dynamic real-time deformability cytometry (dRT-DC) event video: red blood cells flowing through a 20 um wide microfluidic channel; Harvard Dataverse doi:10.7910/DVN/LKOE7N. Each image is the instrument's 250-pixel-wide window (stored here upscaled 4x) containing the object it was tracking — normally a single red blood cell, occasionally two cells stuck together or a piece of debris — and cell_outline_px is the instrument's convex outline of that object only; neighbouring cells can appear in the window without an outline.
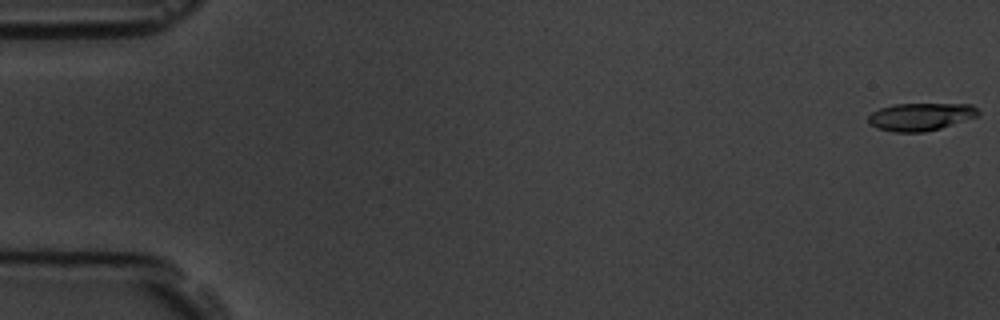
{"species": "common noctule bat (a hibernating species)", "species_latin": "Nyctalus noctula", "temperature_condition": "room temperature", "stored_images_in_passage": 58, "camera_frame_rate_fps": 3000, "um_per_image_px": 0.085, "animal": {"sex": "male", "body_mass_g": 19.5, "forearm_length_mm": 54.6}, "frame": {"image": 1, "passage_image": 1, "time_ms": 0.0, "image_size_px": [1000, 320], "cell_outline_px": [[980, 116], [940, 128], [924, 132], [892, 132], [876, 128], [868, 124], [868, 116], [872, 112], [880, 108], [896, 104], [972, 104], [980, 112]], "centroid_in_image_um": [78.25, 9.93], "position_along_channel_um": 6.8, "area_um2": 17.86}}
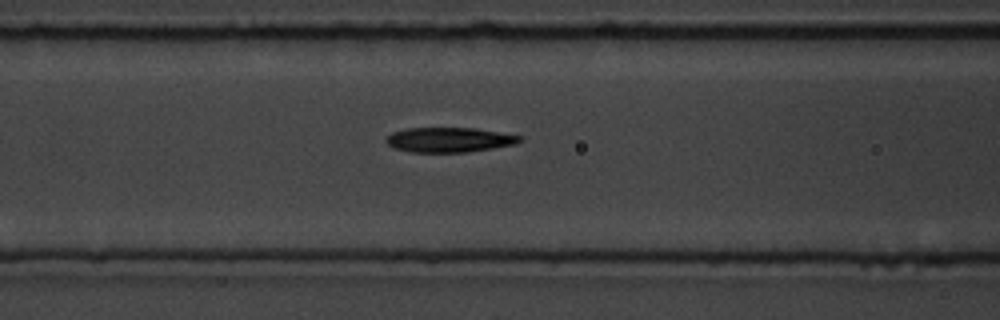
{"frame": {"image": 2, "passage_image": 24, "time_ms": 7.667, "image_size_px": [1000, 320], "cell_outline_px": [[524, 140], [516, 144], [492, 148], [464, 152], [412, 152], [392, 148], [384, 140], [392, 132], [408, 128], [476, 128], [524, 136]], "centroid_in_image_um": [38.21, 11.88], "position_along_channel_um": 128.4, "area_um2": 19.42}}
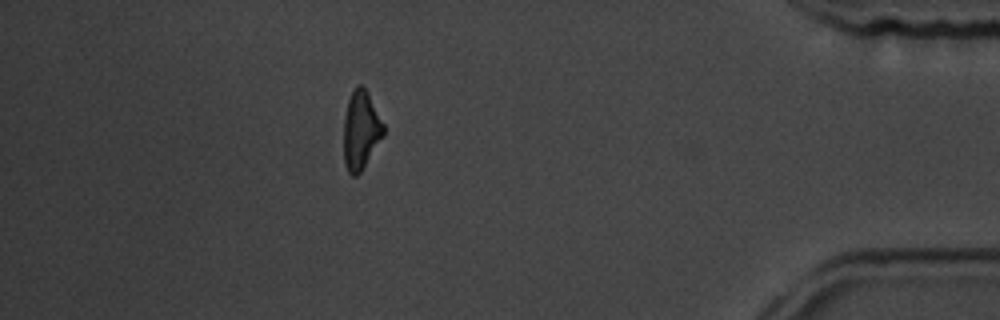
{"frame": {"image": 3, "passage_image": 51, "time_ms": 16.667, "image_size_px": [1000, 320], "cell_outline_px": [[384, 136], [360, 172], [356, 176], [352, 176], [348, 172], [344, 164], [344, 116], [348, 100], [356, 84], [360, 84], [368, 92], [384, 124]], "centroid_in_image_um": [30.67, 11.06], "position_along_channel_um": 404.5, "area_um2": 18.26}, "authors_computed_cell_mechanics": {"area_um2": 19.1318, "velocity_mm_per_s": 3.5874, "shape_relaxation_time_tau1_ms": 3.9626, "shape_relaxation_time_tau2_ms": 4.2334, "deformation_change_tau1": 0.1435, "deformation_change_tau2": 0.1381}}